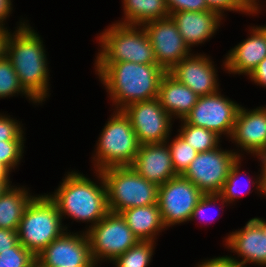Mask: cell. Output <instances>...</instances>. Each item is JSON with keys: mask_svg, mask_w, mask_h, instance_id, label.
<instances>
[{"mask_svg": "<svg viewBox=\"0 0 266 267\" xmlns=\"http://www.w3.org/2000/svg\"><path fill=\"white\" fill-rule=\"evenodd\" d=\"M95 72L105 86L116 110L158 97L159 84L166 71L157 64L95 62Z\"/></svg>", "mask_w": 266, "mask_h": 267, "instance_id": "obj_1", "label": "cell"}, {"mask_svg": "<svg viewBox=\"0 0 266 267\" xmlns=\"http://www.w3.org/2000/svg\"><path fill=\"white\" fill-rule=\"evenodd\" d=\"M10 32L6 57L11 61L23 89L37 102L49 96V70L43 40L27 23Z\"/></svg>", "mask_w": 266, "mask_h": 267, "instance_id": "obj_2", "label": "cell"}, {"mask_svg": "<svg viewBox=\"0 0 266 267\" xmlns=\"http://www.w3.org/2000/svg\"><path fill=\"white\" fill-rule=\"evenodd\" d=\"M96 174L99 185L81 173L68 172L57 190L48 195L62 218L67 215L77 222H90L87 230L110 212L103 176L100 171Z\"/></svg>", "mask_w": 266, "mask_h": 267, "instance_id": "obj_3", "label": "cell"}, {"mask_svg": "<svg viewBox=\"0 0 266 267\" xmlns=\"http://www.w3.org/2000/svg\"><path fill=\"white\" fill-rule=\"evenodd\" d=\"M67 227L56 204L46 195H37L26 206L17 229L19 243L35 257L52 241L62 236Z\"/></svg>", "mask_w": 266, "mask_h": 267, "instance_id": "obj_4", "label": "cell"}, {"mask_svg": "<svg viewBox=\"0 0 266 267\" xmlns=\"http://www.w3.org/2000/svg\"><path fill=\"white\" fill-rule=\"evenodd\" d=\"M96 146V154L93 157L95 171L132 166L140 144L130 119L123 110L114 111L104 125Z\"/></svg>", "mask_w": 266, "mask_h": 267, "instance_id": "obj_5", "label": "cell"}, {"mask_svg": "<svg viewBox=\"0 0 266 267\" xmlns=\"http://www.w3.org/2000/svg\"><path fill=\"white\" fill-rule=\"evenodd\" d=\"M97 38L101 48L95 62L157 64L154 50L142 26L114 23Z\"/></svg>", "mask_w": 266, "mask_h": 267, "instance_id": "obj_6", "label": "cell"}, {"mask_svg": "<svg viewBox=\"0 0 266 267\" xmlns=\"http://www.w3.org/2000/svg\"><path fill=\"white\" fill-rule=\"evenodd\" d=\"M100 172L110 212L157 204L159 186L140 176L132 166L110 167Z\"/></svg>", "mask_w": 266, "mask_h": 267, "instance_id": "obj_7", "label": "cell"}, {"mask_svg": "<svg viewBox=\"0 0 266 267\" xmlns=\"http://www.w3.org/2000/svg\"><path fill=\"white\" fill-rule=\"evenodd\" d=\"M85 232L90 242L92 258L97 265L104 259L112 263L117 256L139 242L120 213L109 212Z\"/></svg>", "mask_w": 266, "mask_h": 267, "instance_id": "obj_8", "label": "cell"}, {"mask_svg": "<svg viewBox=\"0 0 266 267\" xmlns=\"http://www.w3.org/2000/svg\"><path fill=\"white\" fill-rule=\"evenodd\" d=\"M239 157L242 158L238 151L222 150L219 147L199 152L182 176L203 194H220L231 166Z\"/></svg>", "mask_w": 266, "mask_h": 267, "instance_id": "obj_9", "label": "cell"}, {"mask_svg": "<svg viewBox=\"0 0 266 267\" xmlns=\"http://www.w3.org/2000/svg\"><path fill=\"white\" fill-rule=\"evenodd\" d=\"M204 194L188 179L177 175L158 189V206L165 227L190 221Z\"/></svg>", "mask_w": 266, "mask_h": 267, "instance_id": "obj_10", "label": "cell"}, {"mask_svg": "<svg viewBox=\"0 0 266 267\" xmlns=\"http://www.w3.org/2000/svg\"><path fill=\"white\" fill-rule=\"evenodd\" d=\"M123 112L129 117L140 145L164 143L170 138L173 118L158 98L132 103Z\"/></svg>", "mask_w": 266, "mask_h": 267, "instance_id": "obj_11", "label": "cell"}, {"mask_svg": "<svg viewBox=\"0 0 266 267\" xmlns=\"http://www.w3.org/2000/svg\"><path fill=\"white\" fill-rule=\"evenodd\" d=\"M240 105L222 96L219 91L200 96L196 105L183 119L192 126L206 128L221 137H231Z\"/></svg>", "mask_w": 266, "mask_h": 267, "instance_id": "obj_12", "label": "cell"}, {"mask_svg": "<svg viewBox=\"0 0 266 267\" xmlns=\"http://www.w3.org/2000/svg\"><path fill=\"white\" fill-rule=\"evenodd\" d=\"M86 232H65L36 256V267H97Z\"/></svg>", "mask_w": 266, "mask_h": 267, "instance_id": "obj_13", "label": "cell"}, {"mask_svg": "<svg viewBox=\"0 0 266 267\" xmlns=\"http://www.w3.org/2000/svg\"><path fill=\"white\" fill-rule=\"evenodd\" d=\"M142 26L154 50L157 65L166 72L192 54L170 16L146 22Z\"/></svg>", "mask_w": 266, "mask_h": 267, "instance_id": "obj_14", "label": "cell"}, {"mask_svg": "<svg viewBox=\"0 0 266 267\" xmlns=\"http://www.w3.org/2000/svg\"><path fill=\"white\" fill-rule=\"evenodd\" d=\"M225 244L232 252H236L238 257H242L238 261L242 267H246V263H254L258 266L266 267V221L263 218L250 219L243 229L232 232L225 239Z\"/></svg>", "mask_w": 266, "mask_h": 267, "instance_id": "obj_15", "label": "cell"}, {"mask_svg": "<svg viewBox=\"0 0 266 267\" xmlns=\"http://www.w3.org/2000/svg\"><path fill=\"white\" fill-rule=\"evenodd\" d=\"M168 72L199 97L214 94L220 90L217 83V69L206 54L193 55L192 53Z\"/></svg>", "mask_w": 266, "mask_h": 267, "instance_id": "obj_16", "label": "cell"}, {"mask_svg": "<svg viewBox=\"0 0 266 267\" xmlns=\"http://www.w3.org/2000/svg\"><path fill=\"white\" fill-rule=\"evenodd\" d=\"M230 138L241 151L259 158L266 151V107L248 111L240 105Z\"/></svg>", "mask_w": 266, "mask_h": 267, "instance_id": "obj_17", "label": "cell"}, {"mask_svg": "<svg viewBox=\"0 0 266 267\" xmlns=\"http://www.w3.org/2000/svg\"><path fill=\"white\" fill-rule=\"evenodd\" d=\"M132 167L140 176L158 186L177 176L166 142L140 145Z\"/></svg>", "mask_w": 266, "mask_h": 267, "instance_id": "obj_18", "label": "cell"}, {"mask_svg": "<svg viewBox=\"0 0 266 267\" xmlns=\"http://www.w3.org/2000/svg\"><path fill=\"white\" fill-rule=\"evenodd\" d=\"M176 24L187 46L204 43L216 33L222 16L213 11H180L169 15Z\"/></svg>", "mask_w": 266, "mask_h": 267, "instance_id": "obj_19", "label": "cell"}, {"mask_svg": "<svg viewBox=\"0 0 266 267\" xmlns=\"http://www.w3.org/2000/svg\"><path fill=\"white\" fill-rule=\"evenodd\" d=\"M250 36L236 45L225 56L223 65L228 73L249 76L256 66L266 57V38L257 28L250 29Z\"/></svg>", "mask_w": 266, "mask_h": 267, "instance_id": "obj_20", "label": "cell"}, {"mask_svg": "<svg viewBox=\"0 0 266 267\" xmlns=\"http://www.w3.org/2000/svg\"><path fill=\"white\" fill-rule=\"evenodd\" d=\"M158 100L162 108L173 118L184 119L196 105L199 96L169 72L160 81Z\"/></svg>", "mask_w": 266, "mask_h": 267, "instance_id": "obj_21", "label": "cell"}, {"mask_svg": "<svg viewBox=\"0 0 266 267\" xmlns=\"http://www.w3.org/2000/svg\"><path fill=\"white\" fill-rule=\"evenodd\" d=\"M127 225L139 241H153L158 233L166 229L158 203L135 207L120 212Z\"/></svg>", "mask_w": 266, "mask_h": 267, "instance_id": "obj_22", "label": "cell"}, {"mask_svg": "<svg viewBox=\"0 0 266 267\" xmlns=\"http://www.w3.org/2000/svg\"><path fill=\"white\" fill-rule=\"evenodd\" d=\"M33 197L24 187H7L0 195V228L17 230L23 212Z\"/></svg>", "mask_w": 266, "mask_h": 267, "instance_id": "obj_23", "label": "cell"}, {"mask_svg": "<svg viewBox=\"0 0 266 267\" xmlns=\"http://www.w3.org/2000/svg\"><path fill=\"white\" fill-rule=\"evenodd\" d=\"M122 3L124 20L116 23L142 26L170 15L165 0H123Z\"/></svg>", "mask_w": 266, "mask_h": 267, "instance_id": "obj_24", "label": "cell"}, {"mask_svg": "<svg viewBox=\"0 0 266 267\" xmlns=\"http://www.w3.org/2000/svg\"><path fill=\"white\" fill-rule=\"evenodd\" d=\"M179 135L193 147L197 152H207L220 146V136L211 130L203 127L192 126L181 120ZM219 145V146H218Z\"/></svg>", "mask_w": 266, "mask_h": 267, "instance_id": "obj_25", "label": "cell"}, {"mask_svg": "<svg viewBox=\"0 0 266 267\" xmlns=\"http://www.w3.org/2000/svg\"><path fill=\"white\" fill-rule=\"evenodd\" d=\"M153 241H139L112 262L115 267H148L155 249Z\"/></svg>", "mask_w": 266, "mask_h": 267, "instance_id": "obj_26", "label": "cell"}, {"mask_svg": "<svg viewBox=\"0 0 266 267\" xmlns=\"http://www.w3.org/2000/svg\"><path fill=\"white\" fill-rule=\"evenodd\" d=\"M25 95L33 103H37L22 87L19 78L11 64L5 57L0 60V98L13 97L16 94Z\"/></svg>", "mask_w": 266, "mask_h": 267, "instance_id": "obj_27", "label": "cell"}, {"mask_svg": "<svg viewBox=\"0 0 266 267\" xmlns=\"http://www.w3.org/2000/svg\"><path fill=\"white\" fill-rule=\"evenodd\" d=\"M166 143L170 150L174 170L177 175H182L199 152L191 147L179 134L170 142V144L169 138Z\"/></svg>", "mask_w": 266, "mask_h": 267, "instance_id": "obj_28", "label": "cell"}, {"mask_svg": "<svg viewBox=\"0 0 266 267\" xmlns=\"http://www.w3.org/2000/svg\"><path fill=\"white\" fill-rule=\"evenodd\" d=\"M0 267H36V257L18 242L0 253Z\"/></svg>", "mask_w": 266, "mask_h": 267, "instance_id": "obj_29", "label": "cell"}, {"mask_svg": "<svg viewBox=\"0 0 266 267\" xmlns=\"http://www.w3.org/2000/svg\"><path fill=\"white\" fill-rule=\"evenodd\" d=\"M25 140L0 141V162L5 164L11 171L20 163L24 153Z\"/></svg>", "mask_w": 266, "mask_h": 267, "instance_id": "obj_30", "label": "cell"}, {"mask_svg": "<svg viewBox=\"0 0 266 267\" xmlns=\"http://www.w3.org/2000/svg\"><path fill=\"white\" fill-rule=\"evenodd\" d=\"M241 158L239 157L236 162L231 166L229 175L224 183L223 189L220 192V195L227 203H233L237 198L242 197V193H240L241 184L240 181V165H241ZM241 182V181H240ZM239 184V185H238ZM243 188V186H241ZM239 188V189H238Z\"/></svg>", "mask_w": 266, "mask_h": 267, "instance_id": "obj_31", "label": "cell"}, {"mask_svg": "<svg viewBox=\"0 0 266 267\" xmlns=\"http://www.w3.org/2000/svg\"><path fill=\"white\" fill-rule=\"evenodd\" d=\"M208 8L219 13L223 18L224 11H235L255 15L259 9L251 10L242 0H205Z\"/></svg>", "mask_w": 266, "mask_h": 267, "instance_id": "obj_32", "label": "cell"}, {"mask_svg": "<svg viewBox=\"0 0 266 267\" xmlns=\"http://www.w3.org/2000/svg\"><path fill=\"white\" fill-rule=\"evenodd\" d=\"M10 116L0 114V141L25 140L21 123Z\"/></svg>", "mask_w": 266, "mask_h": 267, "instance_id": "obj_33", "label": "cell"}, {"mask_svg": "<svg viewBox=\"0 0 266 267\" xmlns=\"http://www.w3.org/2000/svg\"><path fill=\"white\" fill-rule=\"evenodd\" d=\"M217 201L218 202L221 201V204L223 206L224 204L228 205V203L223 199V197L220 194H204L201 197L198 204L196 205L195 209L193 210L190 220H193V219L200 220L203 218L202 221H204L205 219H207V218H204L205 214H208V211H210V208H212L214 205L217 206L216 204L218 203Z\"/></svg>", "mask_w": 266, "mask_h": 267, "instance_id": "obj_34", "label": "cell"}, {"mask_svg": "<svg viewBox=\"0 0 266 267\" xmlns=\"http://www.w3.org/2000/svg\"><path fill=\"white\" fill-rule=\"evenodd\" d=\"M169 13L180 11H206L210 10L205 0H165Z\"/></svg>", "mask_w": 266, "mask_h": 267, "instance_id": "obj_35", "label": "cell"}, {"mask_svg": "<svg viewBox=\"0 0 266 267\" xmlns=\"http://www.w3.org/2000/svg\"><path fill=\"white\" fill-rule=\"evenodd\" d=\"M18 242L17 230L0 228V253L15 246Z\"/></svg>", "mask_w": 266, "mask_h": 267, "instance_id": "obj_36", "label": "cell"}, {"mask_svg": "<svg viewBox=\"0 0 266 267\" xmlns=\"http://www.w3.org/2000/svg\"><path fill=\"white\" fill-rule=\"evenodd\" d=\"M197 267H242L231 256L216 257L213 259L205 260L198 264Z\"/></svg>", "mask_w": 266, "mask_h": 267, "instance_id": "obj_37", "label": "cell"}, {"mask_svg": "<svg viewBox=\"0 0 266 267\" xmlns=\"http://www.w3.org/2000/svg\"><path fill=\"white\" fill-rule=\"evenodd\" d=\"M249 77L257 85L266 87V57L250 73Z\"/></svg>", "mask_w": 266, "mask_h": 267, "instance_id": "obj_38", "label": "cell"}, {"mask_svg": "<svg viewBox=\"0 0 266 267\" xmlns=\"http://www.w3.org/2000/svg\"><path fill=\"white\" fill-rule=\"evenodd\" d=\"M261 170H260V176L256 178L254 181H252V185L256 184L254 189H258L262 195H266V160H261Z\"/></svg>", "mask_w": 266, "mask_h": 267, "instance_id": "obj_39", "label": "cell"}, {"mask_svg": "<svg viewBox=\"0 0 266 267\" xmlns=\"http://www.w3.org/2000/svg\"><path fill=\"white\" fill-rule=\"evenodd\" d=\"M12 10L13 8L11 0H0V28L7 29V27H4V22H6L4 20L9 17V14H11Z\"/></svg>", "mask_w": 266, "mask_h": 267, "instance_id": "obj_40", "label": "cell"}, {"mask_svg": "<svg viewBox=\"0 0 266 267\" xmlns=\"http://www.w3.org/2000/svg\"><path fill=\"white\" fill-rule=\"evenodd\" d=\"M10 30L0 28V60L6 57Z\"/></svg>", "mask_w": 266, "mask_h": 267, "instance_id": "obj_41", "label": "cell"}, {"mask_svg": "<svg viewBox=\"0 0 266 267\" xmlns=\"http://www.w3.org/2000/svg\"><path fill=\"white\" fill-rule=\"evenodd\" d=\"M11 170L2 162H0V182H10L9 175Z\"/></svg>", "mask_w": 266, "mask_h": 267, "instance_id": "obj_42", "label": "cell"}, {"mask_svg": "<svg viewBox=\"0 0 266 267\" xmlns=\"http://www.w3.org/2000/svg\"><path fill=\"white\" fill-rule=\"evenodd\" d=\"M251 10L260 9L258 2L259 0H242ZM258 1V2H257Z\"/></svg>", "mask_w": 266, "mask_h": 267, "instance_id": "obj_43", "label": "cell"}, {"mask_svg": "<svg viewBox=\"0 0 266 267\" xmlns=\"http://www.w3.org/2000/svg\"><path fill=\"white\" fill-rule=\"evenodd\" d=\"M11 183L10 182H0V195L4 192V190L7 187H10Z\"/></svg>", "mask_w": 266, "mask_h": 267, "instance_id": "obj_44", "label": "cell"}, {"mask_svg": "<svg viewBox=\"0 0 266 267\" xmlns=\"http://www.w3.org/2000/svg\"><path fill=\"white\" fill-rule=\"evenodd\" d=\"M264 35H265V38H266V25L264 26H256Z\"/></svg>", "mask_w": 266, "mask_h": 267, "instance_id": "obj_45", "label": "cell"}, {"mask_svg": "<svg viewBox=\"0 0 266 267\" xmlns=\"http://www.w3.org/2000/svg\"><path fill=\"white\" fill-rule=\"evenodd\" d=\"M258 159L259 160H266V151Z\"/></svg>", "mask_w": 266, "mask_h": 267, "instance_id": "obj_46", "label": "cell"}]
</instances>
